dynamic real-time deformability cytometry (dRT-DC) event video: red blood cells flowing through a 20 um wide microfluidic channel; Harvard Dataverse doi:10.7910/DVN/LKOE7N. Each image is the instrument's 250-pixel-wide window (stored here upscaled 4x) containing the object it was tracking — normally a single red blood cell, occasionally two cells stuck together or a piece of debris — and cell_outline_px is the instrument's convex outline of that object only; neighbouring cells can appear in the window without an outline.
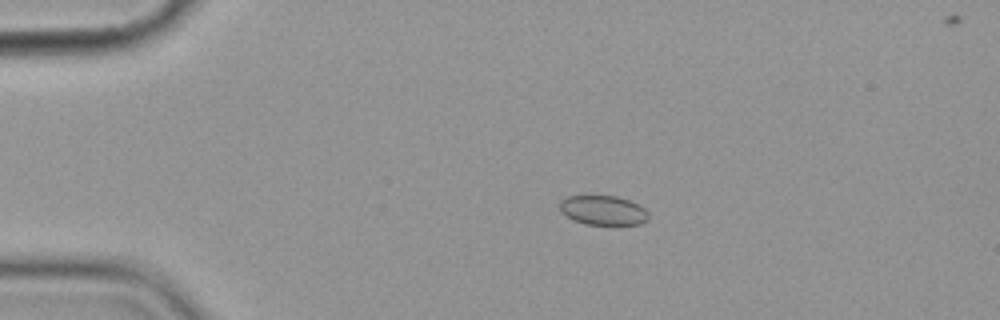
{"species": "common noctule bat (a hibernating species)", "species_latin": "Nyctalus noctula", "temperature_condition": "cold", "stored_images_in_passage": 6, "camera_frame_rate_fps": 3000, "um_per_image_px": 0.085, "animal": {"sex": "female", "body_mass_g": 19.9}, "frame": {"image": 1, "passage_image": 3, "time_ms": 2.333, "image_size_px": [1000, 320], "cell_outline_px": [[648, 220], [640, 224], [584, 224], [572, 220], [560, 212], [560, 200], [568, 196], [616, 196], [628, 200], [644, 208], [648, 212]], "centroid_in_image_um": [51.23, 17.88], "position_along_channel_um": 33.8, "area_um2": 15.2}}
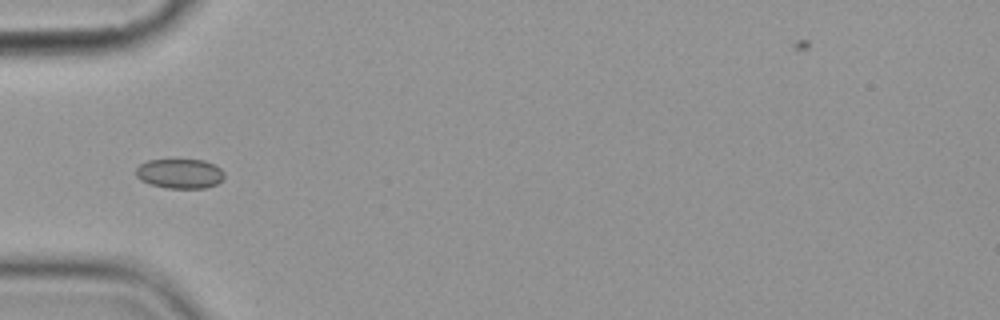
{"frame": {"image": 2, "passage_image": 5, "time_ms": 4.667, "image_size_px": [1000, 320], "cell_outline_px": [[224, 180], [216, 184], [204, 188], [168, 188], [148, 184], [140, 180], [136, 176], [136, 168], [140, 164], [148, 160], [204, 160], [220, 168], [224, 172]], "centroid_in_image_um": [15.28, 14.76], "position_along_channel_um": 69.7, "area_um2": 15.32}}
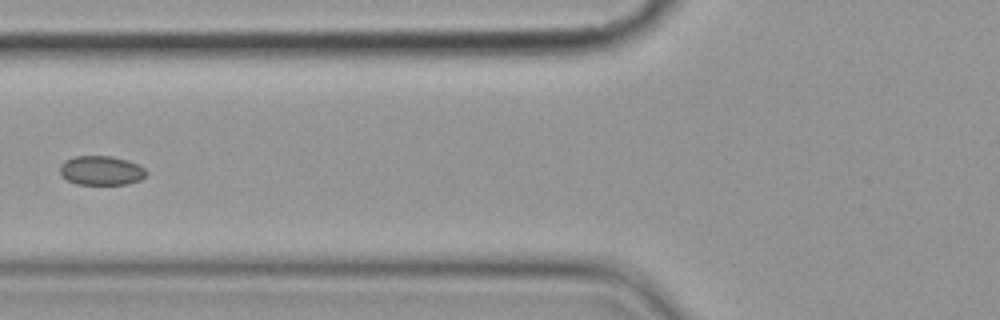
{"frame": {"image": 3, "passage_image": 6, "time_ms": 6.0, "image_size_px": [1000, 320], "cell_outline_px": [[148, 172], [140, 180], [128, 184], [76, 184], [60, 176], [60, 164], [64, 160], [72, 156], [112, 156], [128, 160], [140, 164]], "centroid_in_image_um": [8.59, 14.48], "position_along_channel_um": 117.2, "area_um2": 14.97}}